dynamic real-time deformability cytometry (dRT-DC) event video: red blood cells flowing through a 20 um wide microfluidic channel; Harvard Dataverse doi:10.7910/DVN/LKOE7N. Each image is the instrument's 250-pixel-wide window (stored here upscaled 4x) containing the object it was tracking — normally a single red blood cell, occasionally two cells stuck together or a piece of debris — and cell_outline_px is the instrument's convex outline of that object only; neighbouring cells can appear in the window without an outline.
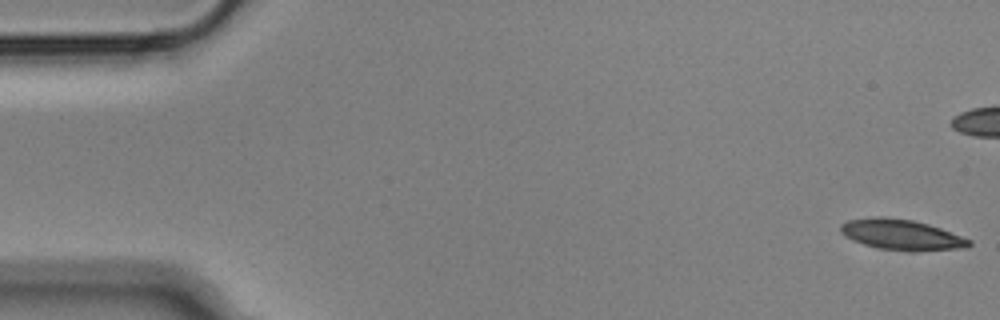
{"species": "Egyptian fruit bat (a non-hibernating species)", "species_latin": "Rousettus aegyptiacus", "temperature_condition": "cold", "stored_images_in_passage": 56, "camera_frame_rate_fps": 3000, "um_per_image_px": 0.085, "animal": {"sex": "male"}, "frame": {"image": 1, "passage_image": 1, "time_ms": 0.0, "image_size_px": [1000, 320], "cell_outline_px": [[972, 244], [968, 248], [908, 252], [880, 248], [864, 244], [852, 240], [844, 236], [840, 232], [840, 224], [848, 220], [872, 216], [884, 216], [912, 220], [928, 224], [940, 228], [972, 240]], "centroid_in_image_um": [76.63, 19.95], "position_along_channel_um": 8.4, "area_um2": 23.18}}
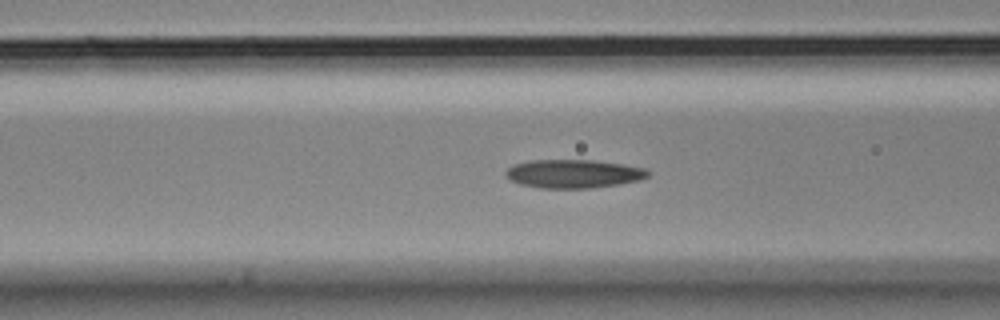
{"frame": {"image": 2, "passage_image": 21, "time_ms": 6.667, "image_size_px": [1000, 320], "cell_outline_px": [[648, 176], [640, 180], [620, 184], [588, 188], [540, 188], [520, 184], [504, 176], [504, 172], [512, 164], [532, 160], [592, 160], [620, 164], [644, 168], [648, 172]], "centroid_in_image_um": [48.69, 14.77], "position_along_channel_um": 117.9, "area_um2": 23.52}}
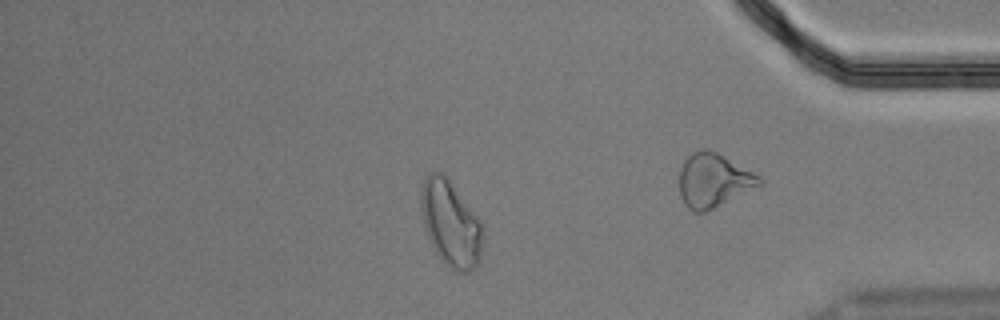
{"frame": {"image": 3, "passage_image": 47, "time_ms": 15.333, "image_size_px": [1000, 320], "cell_outline_px": [[480, 256], [476, 264], [468, 272], [460, 272], [452, 268], [436, 252], [428, 236], [424, 224], [420, 208], [420, 192], [424, 176], [428, 172], [440, 172], [448, 180], [480, 220]], "centroid_in_image_um": [38.24, 18.95], "position_along_channel_um": 397.0, "area_um2": 29.71}, "authors_computed_cell_mechanics": {"area_um2": 23.12, "velocity_mm_per_s": 3.6055, "shape_relaxation_time_tau1_ms": 6.3863, "shape_relaxation_time_tau2_ms": 4.2126, "deformation_change_tau1": 0.1824, "deformation_change_tau2": 0.1239}}